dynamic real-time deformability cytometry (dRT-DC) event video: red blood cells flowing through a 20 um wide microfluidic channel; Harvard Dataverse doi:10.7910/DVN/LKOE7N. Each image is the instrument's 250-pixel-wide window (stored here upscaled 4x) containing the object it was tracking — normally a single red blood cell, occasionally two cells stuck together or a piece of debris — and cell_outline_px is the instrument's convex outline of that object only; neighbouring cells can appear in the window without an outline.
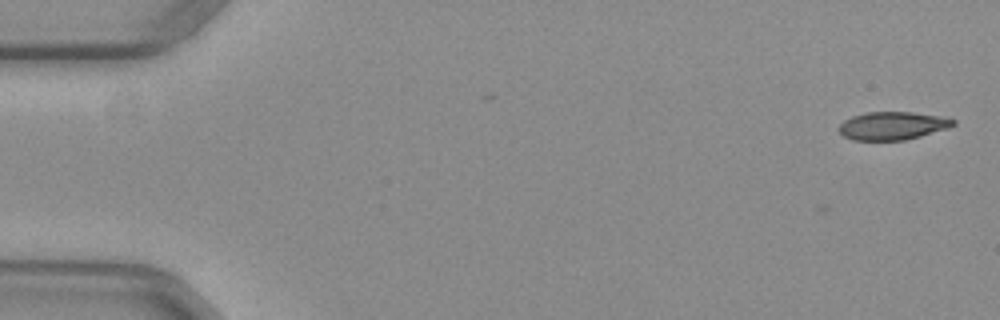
{"species": "common noctule bat (a hibernating species)", "species_latin": "Nyctalus noctula", "temperature_condition": "warm", "stored_images_in_passage": 4, "camera_frame_rate_fps": 3000, "um_per_image_px": 0.085, "animal": {"sex": "female", "body_mass_g": 29.2, "forearm_length_mm": 56.3}, "frame": {"image": 1, "passage_image": 1, "time_ms": 0.0, "image_size_px": [1000, 320], "cell_outline_px": [[956, 124], [948, 128], [920, 136], [904, 140], [852, 140], [844, 136], [836, 128], [844, 120], [852, 116], [868, 112], [912, 112], [936, 116], [956, 120]], "centroid_in_image_um": [75.82, 10.69], "position_along_channel_um": 9.2, "area_um2": 18.55}}